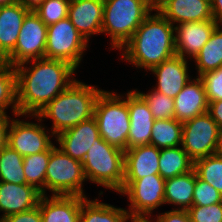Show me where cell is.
Masks as SVG:
<instances>
[{"label": "cell", "instance_id": "3", "mask_svg": "<svg viewBox=\"0 0 222 222\" xmlns=\"http://www.w3.org/2000/svg\"><path fill=\"white\" fill-rule=\"evenodd\" d=\"M103 91L95 85L91 86L80 82V80H75L36 115L42 120L50 118L53 122L50 133L57 136L59 133L92 118L96 101Z\"/></svg>", "mask_w": 222, "mask_h": 222}, {"label": "cell", "instance_id": "27", "mask_svg": "<svg viewBox=\"0 0 222 222\" xmlns=\"http://www.w3.org/2000/svg\"><path fill=\"white\" fill-rule=\"evenodd\" d=\"M196 63L197 77L222 67V26L219 25L210 39L193 58Z\"/></svg>", "mask_w": 222, "mask_h": 222}, {"label": "cell", "instance_id": "21", "mask_svg": "<svg viewBox=\"0 0 222 222\" xmlns=\"http://www.w3.org/2000/svg\"><path fill=\"white\" fill-rule=\"evenodd\" d=\"M85 199L82 196L42 195L38 204L42 222H79Z\"/></svg>", "mask_w": 222, "mask_h": 222}, {"label": "cell", "instance_id": "23", "mask_svg": "<svg viewBox=\"0 0 222 222\" xmlns=\"http://www.w3.org/2000/svg\"><path fill=\"white\" fill-rule=\"evenodd\" d=\"M29 11L20 2L0 6V61L14 50L21 26Z\"/></svg>", "mask_w": 222, "mask_h": 222}, {"label": "cell", "instance_id": "8", "mask_svg": "<svg viewBox=\"0 0 222 222\" xmlns=\"http://www.w3.org/2000/svg\"><path fill=\"white\" fill-rule=\"evenodd\" d=\"M165 180L159 174L142 179H124L119 194L126 195L130 205L127 214L130 219H151V214L165 204Z\"/></svg>", "mask_w": 222, "mask_h": 222}, {"label": "cell", "instance_id": "12", "mask_svg": "<svg viewBox=\"0 0 222 222\" xmlns=\"http://www.w3.org/2000/svg\"><path fill=\"white\" fill-rule=\"evenodd\" d=\"M47 25L30 10L23 21L14 50L3 60L13 67L44 58Z\"/></svg>", "mask_w": 222, "mask_h": 222}, {"label": "cell", "instance_id": "34", "mask_svg": "<svg viewBox=\"0 0 222 222\" xmlns=\"http://www.w3.org/2000/svg\"><path fill=\"white\" fill-rule=\"evenodd\" d=\"M70 0H45L33 11L48 26L68 17Z\"/></svg>", "mask_w": 222, "mask_h": 222}, {"label": "cell", "instance_id": "36", "mask_svg": "<svg viewBox=\"0 0 222 222\" xmlns=\"http://www.w3.org/2000/svg\"><path fill=\"white\" fill-rule=\"evenodd\" d=\"M206 90L208 103L222 100V67L199 76Z\"/></svg>", "mask_w": 222, "mask_h": 222}, {"label": "cell", "instance_id": "45", "mask_svg": "<svg viewBox=\"0 0 222 222\" xmlns=\"http://www.w3.org/2000/svg\"><path fill=\"white\" fill-rule=\"evenodd\" d=\"M131 222H152L151 219H130Z\"/></svg>", "mask_w": 222, "mask_h": 222}, {"label": "cell", "instance_id": "6", "mask_svg": "<svg viewBox=\"0 0 222 222\" xmlns=\"http://www.w3.org/2000/svg\"><path fill=\"white\" fill-rule=\"evenodd\" d=\"M98 125L100 136L108 143L127 150L130 118L125 98L121 94L104 90L98 97L93 116Z\"/></svg>", "mask_w": 222, "mask_h": 222}, {"label": "cell", "instance_id": "4", "mask_svg": "<svg viewBox=\"0 0 222 222\" xmlns=\"http://www.w3.org/2000/svg\"><path fill=\"white\" fill-rule=\"evenodd\" d=\"M154 9L155 0H104L101 34H108L111 48L120 50Z\"/></svg>", "mask_w": 222, "mask_h": 222}, {"label": "cell", "instance_id": "30", "mask_svg": "<svg viewBox=\"0 0 222 222\" xmlns=\"http://www.w3.org/2000/svg\"><path fill=\"white\" fill-rule=\"evenodd\" d=\"M51 155V147L41 153L24 156L23 169L26 184L33 186L45 195L46 170Z\"/></svg>", "mask_w": 222, "mask_h": 222}, {"label": "cell", "instance_id": "13", "mask_svg": "<svg viewBox=\"0 0 222 222\" xmlns=\"http://www.w3.org/2000/svg\"><path fill=\"white\" fill-rule=\"evenodd\" d=\"M218 26L219 24L215 20L184 22L176 25V55L184 59L191 58L192 60L207 43Z\"/></svg>", "mask_w": 222, "mask_h": 222}, {"label": "cell", "instance_id": "5", "mask_svg": "<svg viewBox=\"0 0 222 222\" xmlns=\"http://www.w3.org/2000/svg\"><path fill=\"white\" fill-rule=\"evenodd\" d=\"M124 153L100 136L82 161L86 180L119 193L124 181Z\"/></svg>", "mask_w": 222, "mask_h": 222}, {"label": "cell", "instance_id": "32", "mask_svg": "<svg viewBox=\"0 0 222 222\" xmlns=\"http://www.w3.org/2000/svg\"><path fill=\"white\" fill-rule=\"evenodd\" d=\"M197 176L222 195V154L215 153L194 162Z\"/></svg>", "mask_w": 222, "mask_h": 222}, {"label": "cell", "instance_id": "15", "mask_svg": "<svg viewBox=\"0 0 222 222\" xmlns=\"http://www.w3.org/2000/svg\"><path fill=\"white\" fill-rule=\"evenodd\" d=\"M155 9L172 25L214 20L210 0H155Z\"/></svg>", "mask_w": 222, "mask_h": 222}, {"label": "cell", "instance_id": "29", "mask_svg": "<svg viewBox=\"0 0 222 222\" xmlns=\"http://www.w3.org/2000/svg\"><path fill=\"white\" fill-rule=\"evenodd\" d=\"M10 106L16 117L23 116L18 114L15 67L0 61V114L7 115L5 110Z\"/></svg>", "mask_w": 222, "mask_h": 222}, {"label": "cell", "instance_id": "20", "mask_svg": "<svg viewBox=\"0 0 222 222\" xmlns=\"http://www.w3.org/2000/svg\"><path fill=\"white\" fill-rule=\"evenodd\" d=\"M208 100L199 77L191 79L174 98L175 119L180 122L208 112Z\"/></svg>", "mask_w": 222, "mask_h": 222}, {"label": "cell", "instance_id": "40", "mask_svg": "<svg viewBox=\"0 0 222 222\" xmlns=\"http://www.w3.org/2000/svg\"><path fill=\"white\" fill-rule=\"evenodd\" d=\"M208 113L222 131V100L209 102Z\"/></svg>", "mask_w": 222, "mask_h": 222}, {"label": "cell", "instance_id": "14", "mask_svg": "<svg viewBox=\"0 0 222 222\" xmlns=\"http://www.w3.org/2000/svg\"><path fill=\"white\" fill-rule=\"evenodd\" d=\"M127 105L130 118L127 149L150 145L151 129L155 119L148 104L135 90H132L127 92Z\"/></svg>", "mask_w": 222, "mask_h": 222}, {"label": "cell", "instance_id": "10", "mask_svg": "<svg viewBox=\"0 0 222 222\" xmlns=\"http://www.w3.org/2000/svg\"><path fill=\"white\" fill-rule=\"evenodd\" d=\"M221 130L206 112L183 122L182 148L195 162L219 152Z\"/></svg>", "mask_w": 222, "mask_h": 222}, {"label": "cell", "instance_id": "42", "mask_svg": "<svg viewBox=\"0 0 222 222\" xmlns=\"http://www.w3.org/2000/svg\"><path fill=\"white\" fill-rule=\"evenodd\" d=\"M10 116L0 114V149L6 144V127Z\"/></svg>", "mask_w": 222, "mask_h": 222}, {"label": "cell", "instance_id": "28", "mask_svg": "<svg viewBox=\"0 0 222 222\" xmlns=\"http://www.w3.org/2000/svg\"><path fill=\"white\" fill-rule=\"evenodd\" d=\"M150 145L158 149L182 145L183 122L176 119H155Z\"/></svg>", "mask_w": 222, "mask_h": 222}, {"label": "cell", "instance_id": "37", "mask_svg": "<svg viewBox=\"0 0 222 222\" xmlns=\"http://www.w3.org/2000/svg\"><path fill=\"white\" fill-rule=\"evenodd\" d=\"M187 212L191 222H222V202L209 206H191Z\"/></svg>", "mask_w": 222, "mask_h": 222}, {"label": "cell", "instance_id": "44", "mask_svg": "<svg viewBox=\"0 0 222 222\" xmlns=\"http://www.w3.org/2000/svg\"><path fill=\"white\" fill-rule=\"evenodd\" d=\"M19 2V0H0V6L1 5H9Z\"/></svg>", "mask_w": 222, "mask_h": 222}, {"label": "cell", "instance_id": "1", "mask_svg": "<svg viewBox=\"0 0 222 222\" xmlns=\"http://www.w3.org/2000/svg\"><path fill=\"white\" fill-rule=\"evenodd\" d=\"M15 70L18 114L36 115L76 80L77 69L62 60L41 58L20 64Z\"/></svg>", "mask_w": 222, "mask_h": 222}, {"label": "cell", "instance_id": "43", "mask_svg": "<svg viewBox=\"0 0 222 222\" xmlns=\"http://www.w3.org/2000/svg\"><path fill=\"white\" fill-rule=\"evenodd\" d=\"M45 0H19L27 9L34 10Z\"/></svg>", "mask_w": 222, "mask_h": 222}, {"label": "cell", "instance_id": "24", "mask_svg": "<svg viewBox=\"0 0 222 222\" xmlns=\"http://www.w3.org/2000/svg\"><path fill=\"white\" fill-rule=\"evenodd\" d=\"M196 182L195 169L188 173L165 180V204L177 205L176 210H188L193 206V194Z\"/></svg>", "mask_w": 222, "mask_h": 222}, {"label": "cell", "instance_id": "39", "mask_svg": "<svg viewBox=\"0 0 222 222\" xmlns=\"http://www.w3.org/2000/svg\"><path fill=\"white\" fill-rule=\"evenodd\" d=\"M156 219V220H155ZM153 222H191L187 210H176L166 211L156 215V217L151 220Z\"/></svg>", "mask_w": 222, "mask_h": 222}, {"label": "cell", "instance_id": "41", "mask_svg": "<svg viewBox=\"0 0 222 222\" xmlns=\"http://www.w3.org/2000/svg\"><path fill=\"white\" fill-rule=\"evenodd\" d=\"M213 19L222 25V0H210Z\"/></svg>", "mask_w": 222, "mask_h": 222}, {"label": "cell", "instance_id": "46", "mask_svg": "<svg viewBox=\"0 0 222 222\" xmlns=\"http://www.w3.org/2000/svg\"><path fill=\"white\" fill-rule=\"evenodd\" d=\"M219 153L222 154V131H221V138H220V148Z\"/></svg>", "mask_w": 222, "mask_h": 222}, {"label": "cell", "instance_id": "18", "mask_svg": "<svg viewBox=\"0 0 222 222\" xmlns=\"http://www.w3.org/2000/svg\"><path fill=\"white\" fill-rule=\"evenodd\" d=\"M104 0H70L68 18L88 42L101 34Z\"/></svg>", "mask_w": 222, "mask_h": 222}, {"label": "cell", "instance_id": "26", "mask_svg": "<svg viewBox=\"0 0 222 222\" xmlns=\"http://www.w3.org/2000/svg\"><path fill=\"white\" fill-rule=\"evenodd\" d=\"M194 169V161L182 146L160 149L159 175L169 179Z\"/></svg>", "mask_w": 222, "mask_h": 222}, {"label": "cell", "instance_id": "35", "mask_svg": "<svg viewBox=\"0 0 222 222\" xmlns=\"http://www.w3.org/2000/svg\"><path fill=\"white\" fill-rule=\"evenodd\" d=\"M221 202L222 195L214 187L201 180L196 173L193 206H209Z\"/></svg>", "mask_w": 222, "mask_h": 222}, {"label": "cell", "instance_id": "31", "mask_svg": "<svg viewBox=\"0 0 222 222\" xmlns=\"http://www.w3.org/2000/svg\"><path fill=\"white\" fill-rule=\"evenodd\" d=\"M23 158L21 154L5 144L0 149V181L26 184Z\"/></svg>", "mask_w": 222, "mask_h": 222}, {"label": "cell", "instance_id": "2", "mask_svg": "<svg viewBox=\"0 0 222 222\" xmlns=\"http://www.w3.org/2000/svg\"><path fill=\"white\" fill-rule=\"evenodd\" d=\"M154 11L120 49L124 61L145 71L176 55L175 25L157 9Z\"/></svg>", "mask_w": 222, "mask_h": 222}, {"label": "cell", "instance_id": "22", "mask_svg": "<svg viewBox=\"0 0 222 222\" xmlns=\"http://www.w3.org/2000/svg\"><path fill=\"white\" fill-rule=\"evenodd\" d=\"M160 149L153 145H143L125 150L124 179H142L159 174Z\"/></svg>", "mask_w": 222, "mask_h": 222}, {"label": "cell", "instance_id": "25", "mask_svg": "<svg viewBox=\"0 0 222 222\" xmlns=\"http://www.w3.org/2000/svg\"><path fill=\"white\" fill-rule=\"evenodd\" d=\"M127 210L99 202L98 199L82 202L79 222H128Z\"/></svg>", "mask_w": 222, "mask_h": 222}, {"label": "cell", "instance_id": "38", "mask_svg": "<svg viewBox=\"0 0 222 222\" xmlns=\"http://www.w3.org/2000/svg\"><path fill=\"white\" fill-rule=\"evenodd\" d=\"M0 222H42L39 205L30 210L7 216Z\"/></svg>", "mask_w": 222, "mask_h": 222}, {"label": "cell", "instance_id": "16", "mask_svg": "<svg viewBox=\"0 0 222 222\" xmlns=\"http://www.w3.org/2000/svg\"><path fill=\"white\" fill-rule=\"evenodd\" d=\"M100 137L97 121L94 117L69 128L57 136L59 148L71 158L83 161L88 149Z\"/></svg>", "mask_w": 222, "mask_h": 222}, {"label": "cell", "instance_id": "7", "mask_svg": "<svg viewBox=\"0 0 222 222\" xmlns=\"http://www.w3.org/2000/svg\"><path fill=\"white\" fill-rule=\"evenodd\" d=\"M87 181L82 162L66 155L54 144L51 146V155L46 170V191L52 195L86 197L83 182ZM47 189V190H46Z\"/></svg>", "mask_w": 222, "mask_h": 222}, {"label": "cell", "instance_id": "17", "mask_svg": "<svg viewBox=\"0 0 222 222\" xmlns=\"http://www.w3.org/2000/svg\"><path fill=\"white\" fill-rule=\"evenodd\" d=\"M187 61V59L175 55L150 69L149 71L156 75L158 80L153 89L168 97L175 98L191 80Z\"/></svg>", "mask_w": 222, "mask_h": 222}, {"label": "cell", "instance_id": "33", "mask_svg": "<svg viewBox=\"0 0 222 222\" xmlns=\"http://www.w3.org/2000/svg\"><path fill=\"white\" fill-rule=\"evenodd\" d=\"M135 91L148 104L154 119H175L174 98L168 97L154 89L147 94L137 89Z\"/></svg>", "mask_w": 222, "mask_h": 222}, {"label": "cell", "instance_id": "19", "mask_svg": "<svg viewBox=\"0 0 222 222\" xmlns=\"http://www.w3.org/2000/svg\"><path fill=\"white\" fill-rule=\"evenodd\" d=\"M41 197L42 193L31 185L0 181V221L38 206Z\"/></svg>", "mask_w": 222, "mask_h": 222}, {"label": "cell", "instance_id": "11", "mask_svg": "<svg viewBox=\"0 0 222 222\" xmlns=\"http://www.w3.org/2000/svg\"><path fill=\"white\" fill-rule=\"evenodd\" d=\"M25 116L37 118L39 122L33 123L10 117L6 127V145L23 157L48 150L54 144L50 138L55 136L48 133L49 129L47 131V127L42 125L44 120L37 115H23Z\"/></svg>", "mask_w": 222, "mask_h": 222}, {"label": "cell", "instance_id": "9", "mask_svg": "<svg viewBox=\"0 0 222 222\" xmlns=\"http://www.w3.org/2000/svg\"><path fill=\"white\" fill-rule=\"evenodd\" d=\"M88 43L67 17L48 25L44 58L62 60L77 69Z\"/></svg>", "mask_w": 222, "mask_h": 222}]
</instances>
